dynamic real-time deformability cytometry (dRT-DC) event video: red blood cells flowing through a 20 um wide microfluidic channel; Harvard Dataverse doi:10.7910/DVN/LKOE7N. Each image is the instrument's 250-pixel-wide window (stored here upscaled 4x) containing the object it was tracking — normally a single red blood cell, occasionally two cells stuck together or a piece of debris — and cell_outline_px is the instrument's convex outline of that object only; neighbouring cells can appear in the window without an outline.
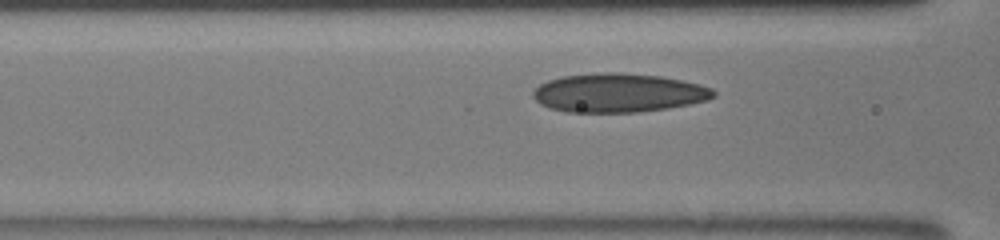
{"species": "human", "species_latin": "Homo sapiens", "temperature_condition": "room temperature", "stored_images_in_passage": 11, "camera_frame_rate_fps": 3000, "um_per_image_px": 0.085, "donor": {"sex": "male"}, "frame": {"image": 1, "passage_image": 6, "time_ms": 1.333, "image_size_px": [1000, 240], "cell_outline_px": [[716, 96], [708, 100], [668, 108], [636, 112], [568, 112], [548, 108], [540, 104], [532, 96], [532, 92], [540, 84], [548, 80], [564, 76], [604, 72], [616, 72], [660, 76], [700, 84], [712, 88], [716, 92]], "centroid_in_image_um": [52.57, 7.89], "position_along_channel_um": 114.0, "area_um2": 40.81}}
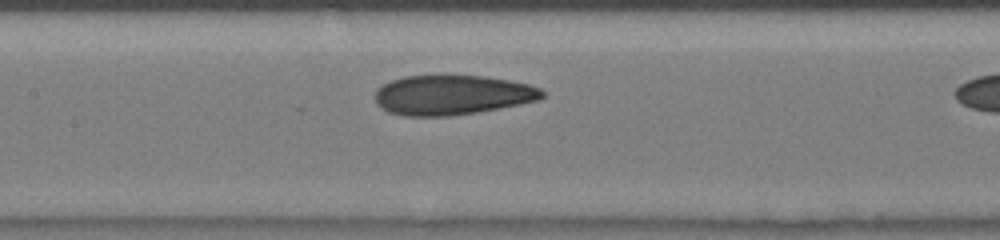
{"frame": {"image": 2, "passage_image": 10, "time_ms": 2.667, "image_size_px": [1000, 240], "cell_outline_px": [[544, 96], [540, 100], [500, 108], [476, 112], [448, 116], [404, 116], [388, 112], [380, 108], [376, 104], [376, 88], [392, 80], [404, 76], [448, 72], [484, 76], [508, 80], [528, 84], [540, 88], [544, 92]], "centroid_in_image_um": [38.41, 8.03], "position_along_channel_um": 169.0, "area_um2": 39.82}}